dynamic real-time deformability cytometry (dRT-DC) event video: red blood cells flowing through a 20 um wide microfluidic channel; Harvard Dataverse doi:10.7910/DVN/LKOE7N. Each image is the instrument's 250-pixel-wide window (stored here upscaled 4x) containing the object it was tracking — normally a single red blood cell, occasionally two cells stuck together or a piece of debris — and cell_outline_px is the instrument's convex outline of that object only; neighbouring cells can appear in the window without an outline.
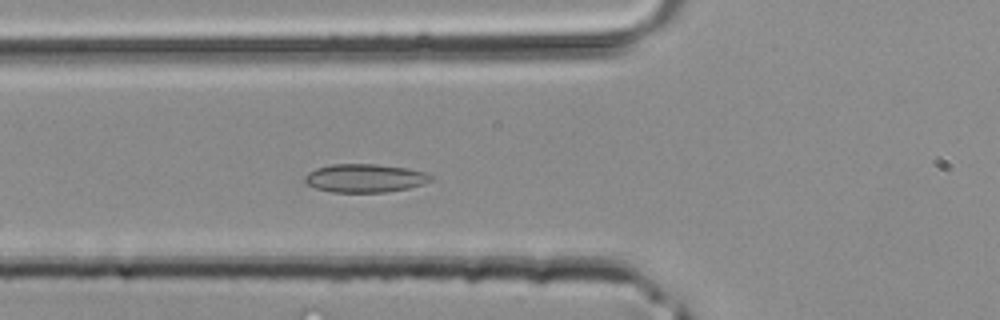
{"species": "common noctule bat (a hibernating species)", "species_latin": "Nyctalus noctula", "temperature_condition": "room temperature", "stored_images_in_passage": 27, "camera_frame_rate_fps": 3000, "um_per_image_px": 0.085, "animal": {"sex": "male", "body_mass_g": 20.4}, "frame": {"image": 1, "passage_image": 6, "time_ms": 1.667, "image_size_px": [1000, 320], "cell_outline_px": [[432, 180], [408, 188], [384, 192], [332, 192], [316, 188], [308, 184], [304, 180], [304, 176], [308, 172], [316, 168], [332, 164], [376, 164], [408, 168], [424, 172], [432, 176]], "centroid_in_image_um": [30.99, 15.13], "position_along_channel_um": 94.8, "area_um2": 20.69}}
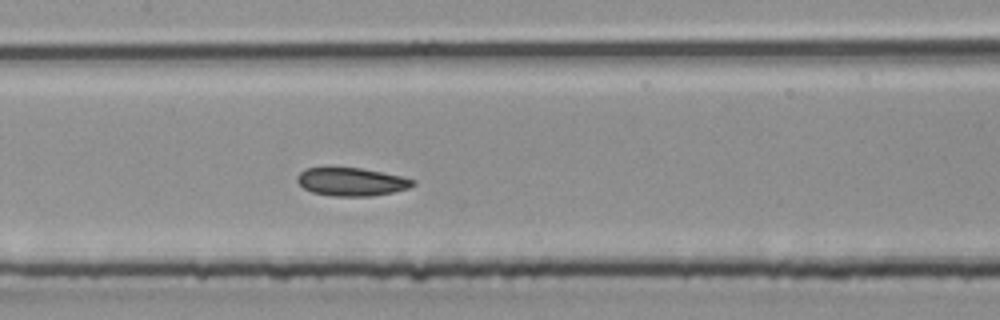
{"frame": {"image": 2, "passage_image": 11, "time_ms": 3.333, "image_size_px": [1000, 320], "cell_outline_px": [[416, 184], [408, 188], [392, 192], [372, 196], [332, 196], [312, 192], [304, 188], [296, 180], [296, 176], [304, 168], [360, 168], [400, 176], [416, 180]], "centroid_in_image_um": [29.86, 15.46], "position_along_channel_um": 177.5, "area_um2": 18.84}}
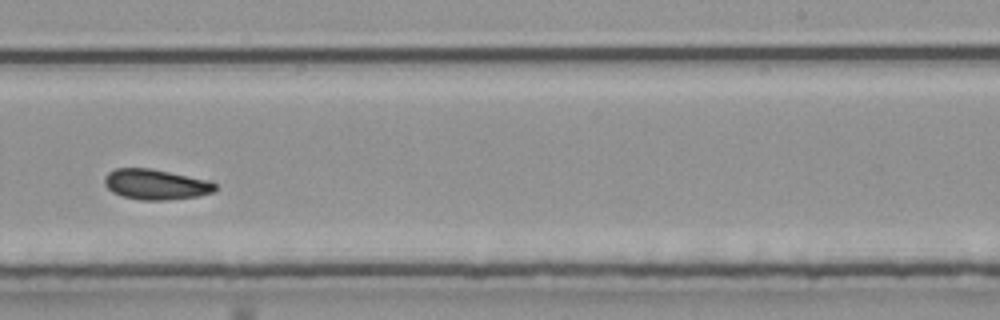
{"frame": {"image": 3, "passage_image": 17, "time_ms": 5.333, "image_size_px": [1000, 320], "cell_outline_px": [[220, 188], [216, 192], [200, 196], [168, 200], [140, 200], [124, 196], [112, 192], [104, 184], [104, 176], [108, 172], [116, 168], [152, 168], [204, 180], [216, 184]], "centroid_in_image_um": [13.25, 15.68], "position_along_channel_um": 275.8, "area_um2": 19.65}}